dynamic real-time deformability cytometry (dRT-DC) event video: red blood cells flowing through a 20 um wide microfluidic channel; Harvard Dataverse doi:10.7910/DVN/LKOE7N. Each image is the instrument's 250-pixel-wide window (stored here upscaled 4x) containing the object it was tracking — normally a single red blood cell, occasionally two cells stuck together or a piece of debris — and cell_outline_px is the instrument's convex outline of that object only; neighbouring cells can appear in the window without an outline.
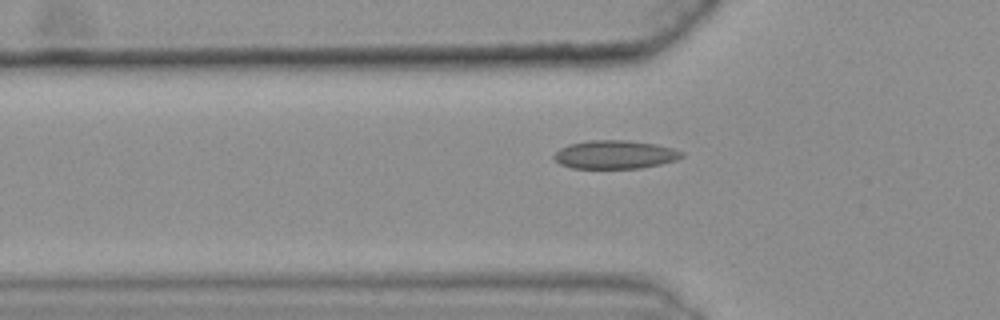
{"species": "common noctule bat (a hibernating species)", "species_latin": "Nyctalus noctula", "temperature_condition": "warm", "stored_images_in_passage": 45, "camera_frame_rate_fps": 3000, "um_per_image_px": 0.085, "animal": {"sex": "female", "body_mass_g": 25.1}, "frame": {"image": 1, "passage_image": 19, "time_ms": 6.0, "image_size_px": [1000, 320], "cell_outline_px": [[684, 156], [676, 160], [660, 164], [640, 168], [572, 168], [560, 164], [552, 156], [560, 148], [568, 144], [588, 140], [624, 140], [656, 144], [672, 148], [684, 152]], "centroid_in_image_um": [52.26, 13.13], "position_along_channel_um": 73.5, "area_um2": 21.15}}
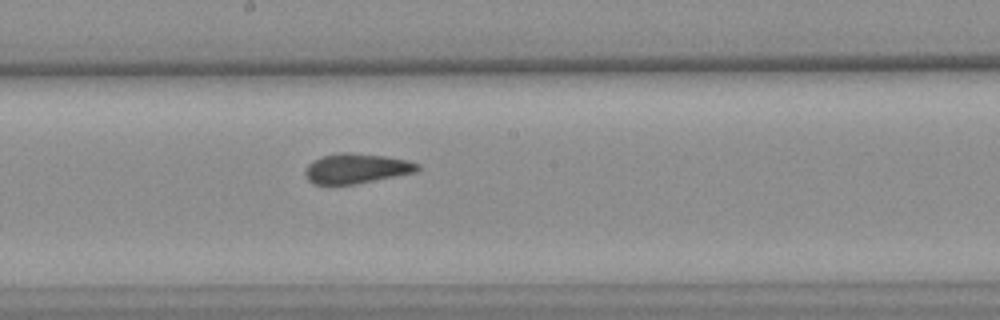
{"frame": {"image": 2, "passage_image": 31, "time_ms": 10.0, "image_size_px": [1000, 320], "cell_outline_px": [[420, 168], [416, 172], [356, 184], [316, 184], [308, 180], [304, 172], [308, 164], [320, 156], [340, 152], [348, 152], [384, 156], [408, 160], [420, 164]], "centroid_in_image_um": [30.3, 14.31], "position_along_channel_um": 217.9, "area_um2": 19.59}}
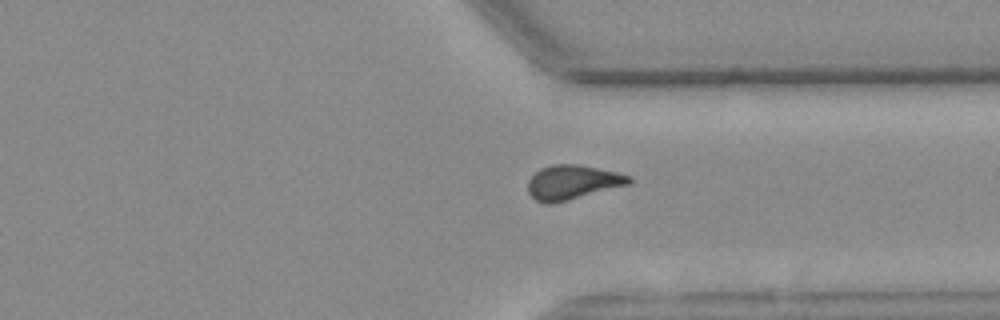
{"frame": {"image": 3, "passage_image": 43, "time_ms": 14.0, "image_size_px": [1000, 320], "cell_outline_px": [[632, 180], [628, 184], [552, 204], [544, 204], [536, 200], [528, 192], [528, 180], [540, 168], [552, 164], [576, 164], [616, 172], [632, 176]], "centroid_in_image_um": [48.62, 15.49], "position_along_channel_um": 362.8, "area_um2": 20.0}, "authors_computed_cell_mechanics": {"area_um2": 20.3456, "velocity_mm_per_s": 3.6074, "shape_relaxation_time_tau1_ms": null, "shape_relaxation_time_tau2_ms": 1.8857, "deformation_change_tau1": null, "deformation_change_tau2": 0.0786}}